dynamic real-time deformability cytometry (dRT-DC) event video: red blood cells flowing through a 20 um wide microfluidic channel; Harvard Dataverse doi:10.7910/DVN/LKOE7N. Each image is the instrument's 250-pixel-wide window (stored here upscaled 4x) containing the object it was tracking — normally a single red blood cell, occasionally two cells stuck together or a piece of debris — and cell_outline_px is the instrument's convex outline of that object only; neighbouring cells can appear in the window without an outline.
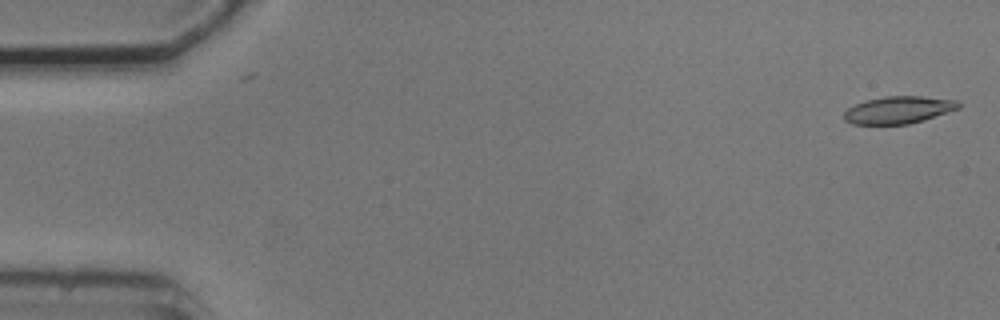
{"species": "common noctule bat (a hibernating species)", "species_latin": "Nyctalus noctula", "temperature_condition": "cold", "stored_images_in_passage": 53, "camera_frame_rate_fps": 3000, "um_per_image_px": 0.085, "animal": {"sex": "male", "body_mass_g": 20.5, "forearm_length_mm": 52.5}, "frame": {"image": 1, "passage_image": 1, "time_ms": 0.0, "image_size_px": [1000, 320], "cell_outline_px": [[960, 108], [924, 120], [908, 124], [852, 124], [844, 120], [844, 112], [848, 108], [856, 104], [868, 100], [884, 96], [920, 96], [956, 100], [960, 104]], "centroid_in_image_um": [76.37, 9.34], "position_along_channel_um": 8.6, "area_um2": 18.09}}
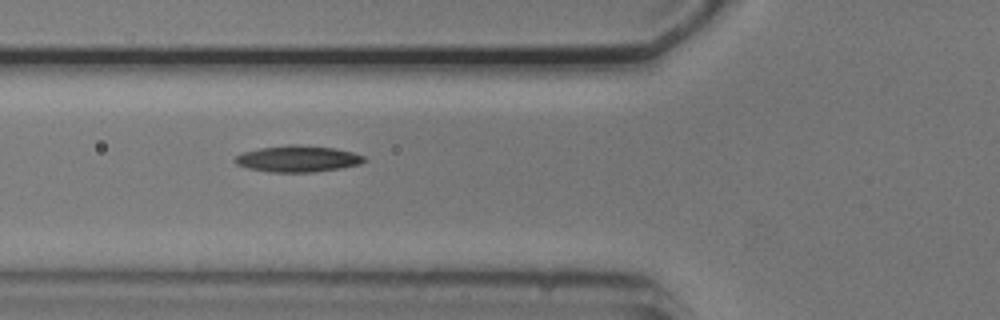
{"frame": {"image": 2, "passage_image": 19, "time_ms": 6.0, "image_size_px": [1000, 320], "cell_outline_px": [[368, 160], [360, 164], [340, 168], [316, 172], [268, 172], [248, 168], [236, 164], [232, 160], [236, 156], [244, 152], [260, 148], [292, 144], [296, 144], [332, 148], [352, 152], [364, 156]], "centroid_in_image_um": [25.3, 13.5], "position_along_channel_um": 100.5, "area_um2": 19.83}}
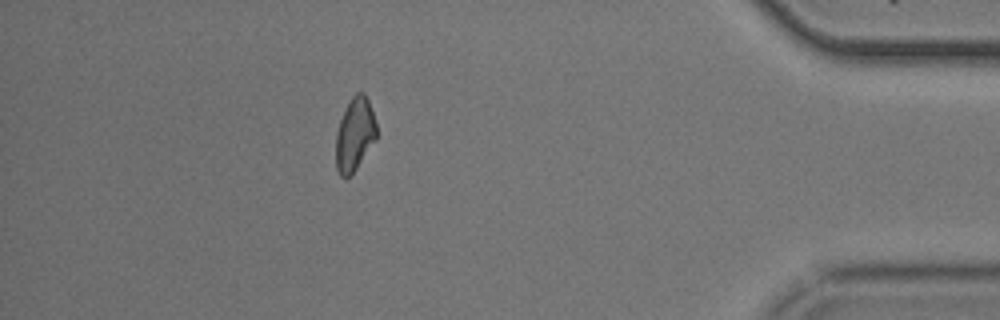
{"frame": {"image": 3, "passage_image": 47, "time_ms": 15.333, "image_size_px": [1000, 320], "cell_outline_px": [[376, 140], [356, 168], [348, 176], [340, 176], [336, 168], [336, 132], [340, 120], [352, 96], [356, 92], [364, 92], [368, 100], [376, 124]], "centroid_in_image_um": [30.15, 11.41], "position_along_channel_um": 405.1, "area_um2": 17.05}, "authors_computed_cell_mechanics": {"area_um2": 18.4382, "velocity_mm_per_s": 3.7547, "shape_relaxation_time_tau1_ms": 2.6031, "shape_relaxation_time_tau2_ms": null, "deformation_change_tau1": 0.114, "deformation_change_tau2": null}}